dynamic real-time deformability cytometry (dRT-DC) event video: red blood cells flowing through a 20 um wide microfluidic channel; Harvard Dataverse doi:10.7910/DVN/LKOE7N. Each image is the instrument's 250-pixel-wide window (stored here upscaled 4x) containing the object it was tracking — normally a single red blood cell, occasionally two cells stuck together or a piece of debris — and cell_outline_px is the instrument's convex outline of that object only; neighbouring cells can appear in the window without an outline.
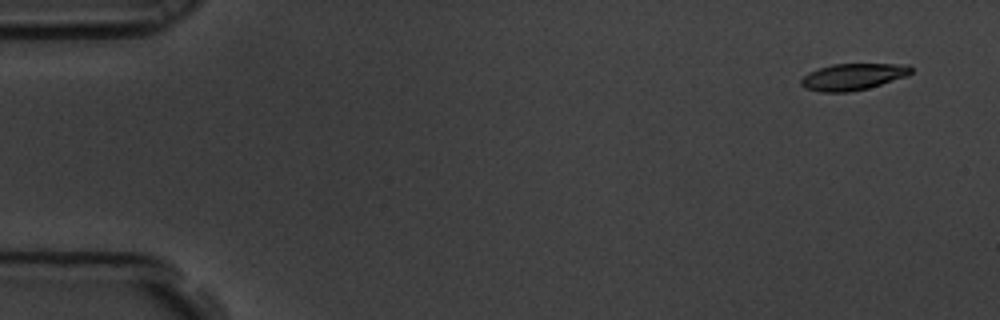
{"species": "common noctule bat (a hibernating species)", "species_latin": "Nyctalus noctula", "temperature_condition": "room temperature", "stored_images_in_passage": 6, "camera_frame_rate_fps": 3000, "um_per_image_px": 0.085, "animal": {"sex": "male", "body_mass_g": 19.5, "forearm_length_mm": 54.6}, "frame": {"image": 1, "passage_image": 1, "time_ms": 0.0, "image_size_px": [1000, 320], "cell_outline_px": [[912, 72], [908, 76], [868, 88], [848, 92], [820, 92], [804, 88], [800, 84], [800, 80], [808, 72], [832, 64], [908, 64], [912, 68]], "centroid_in_image_um": [72.5, 6.52], "position_along_channel_um": 12.5, "area_um2": 17.11}}